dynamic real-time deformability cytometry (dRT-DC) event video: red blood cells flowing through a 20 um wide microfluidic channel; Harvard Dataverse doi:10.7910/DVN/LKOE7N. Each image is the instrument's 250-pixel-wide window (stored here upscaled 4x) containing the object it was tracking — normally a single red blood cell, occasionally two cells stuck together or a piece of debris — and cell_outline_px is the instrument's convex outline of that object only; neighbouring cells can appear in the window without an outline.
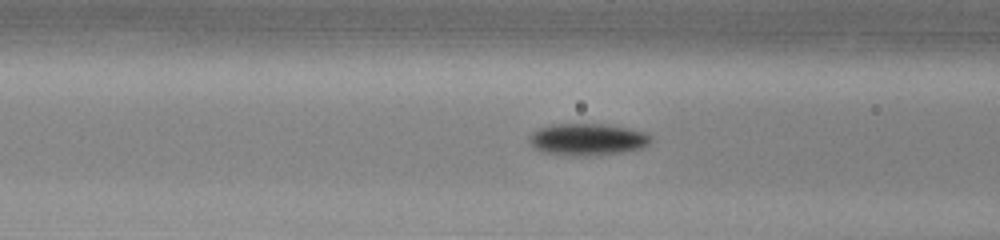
{"species": "common noctule bat (a hibernating species)", "species_latin": "Nyctalus noctula", "temperature_condition": "warm", "stored_images_in_passage": 31, "camera_frame_rate_fps": 3000, "um_per_image_px": 0.085, "animal": {"sex": "male", "body_mass_g": 13.0, "forearm_length_mm": 53.1}, "frame": {"image": 1, "passage_image": 5, "time_ms": 1.333, "image_size_px": [1000, 240], "cell_outline_px": [[652, 140], [648, 144], [640, 148], [620, 152], [596, 156], [572, 156], [540, 152], [532, 148], [528, 144], [528, 136], [532, 132], [540, 128], [552, 124], [604, 124], [628, 128], [644, 132], [652, 136]], "centroid_in_image_um": [49.87, 11.86], "position_along_channel_um": 116.7, "area_um2": 22.95}}
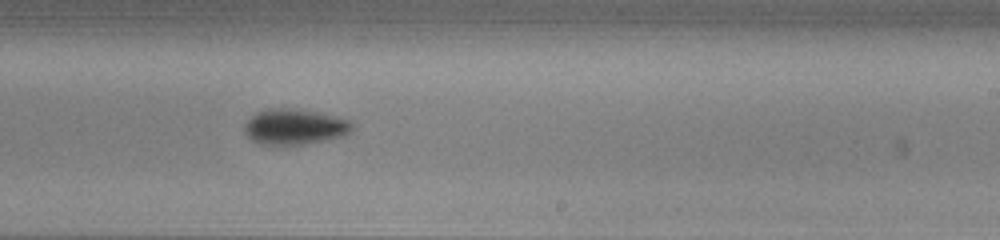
{"frame": {"image": 2, "passage_image": 16, "time_ms": 5.0, "image_size_px": [1000, 240], "cell_outline_px": [[352, 132], [344, 136], [304, 144], [264, 144], [252, 140], [244, 132], [244, 124], [256, 112], [268, 108], [288, 108], [316, 112], [348, 120], [352, 124]], "centroid_in_image_um": [25.02, 10.77], "position_along_channel_um": 264.0, "area_um2": 22.02}}
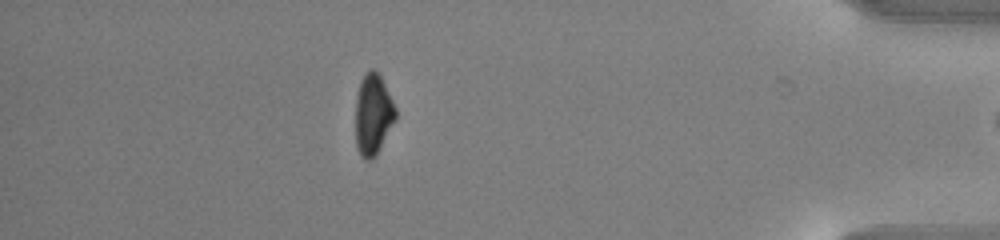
{"frame": {"image": 3, "passage_image": 30, "time_ms": 9.667, "image_size_px": [1000, 240], "cell_outline_px": [[396, 120], [376, 156], [372, 160], [364, 160], [360, 156], [356, 148], [356, 100], [360, 80], [372, 68], [380, 76], [396, 108]], "centroid_in_image_um": [31.71, 9.8], "position_along_channel_um": 403.5, "area_um2": 18.9}, "authors_computed_cell_mechanics": {"area_um2": 22.0218, "velocity_mm_per_s": 4.0355, "shape_relaxation_time_tau1_ms": 1.9584, "shape_relaxation_time_tau2_ms": null, "deformation_change_tau1": 0.1275, "deformation_change_tau2": null}}